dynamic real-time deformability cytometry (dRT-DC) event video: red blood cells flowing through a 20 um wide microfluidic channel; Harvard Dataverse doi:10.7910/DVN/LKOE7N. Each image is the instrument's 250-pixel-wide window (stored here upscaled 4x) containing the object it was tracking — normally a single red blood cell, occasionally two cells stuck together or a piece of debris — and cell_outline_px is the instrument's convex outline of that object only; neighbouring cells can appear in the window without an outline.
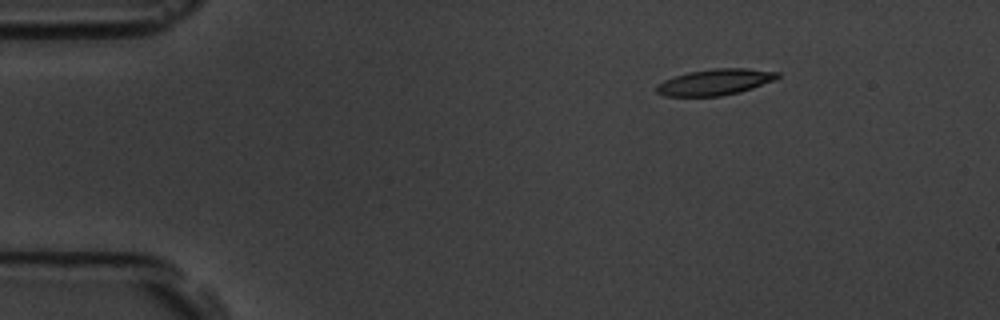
{"species": "common noctule bat (a hibernating species)", "species_latin": "Nyctalus noctula", "temperature_condition": "room temperature", "stored_images_in_passage": 49, "camera_frame_rate_fps": 3000, "um_per_image_px": 0.085, "animal": {"sex": "male", "body_mass_g": 19.5, "forearm_length_mm": 54.6}, "frame": {"image": 1, "passage_image": 1, "time_ms": 0.0, "image_size_px": [1000, 320], "cell_outline_px": [[780, 76], [776, 80], [740, 92], [720, 96], [664, 96], [656, 92], [656, 84], [664, 80], [688, 72], [712, 68], [744, 68], [780, 72]], "centroid_in_image_um": [60.79, 6.97], "position_along_channel_um": 24.2, "area_um2": 18.5}}
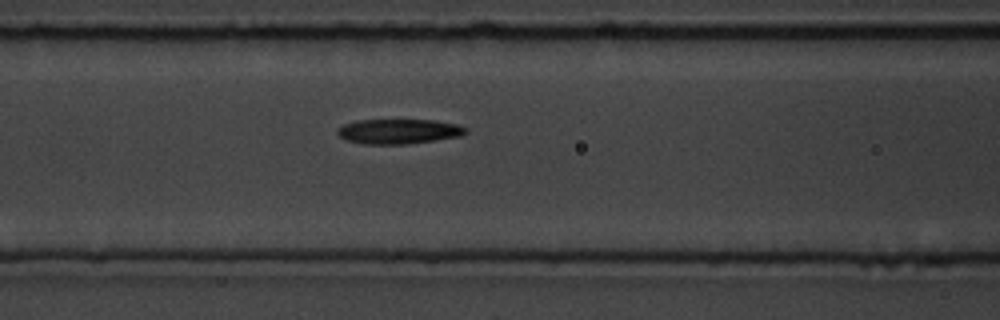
{"frame": {"image": 2, "passage_image": 16, "time_ms": 5.0, "image_size_px": [1000, 320], "cell_outline_px": [[468, 132], [460, 136], [408, 144], [364, 144], [344, 140], [336, 132], [336, 128], [344, 124], [356, 120], [432, 120], [456, 124], [468, 128]], "centroid_in_image_um": [33.85, 11.17], "position_along_channel_um": 132.7, "area_um2": 18.67}}
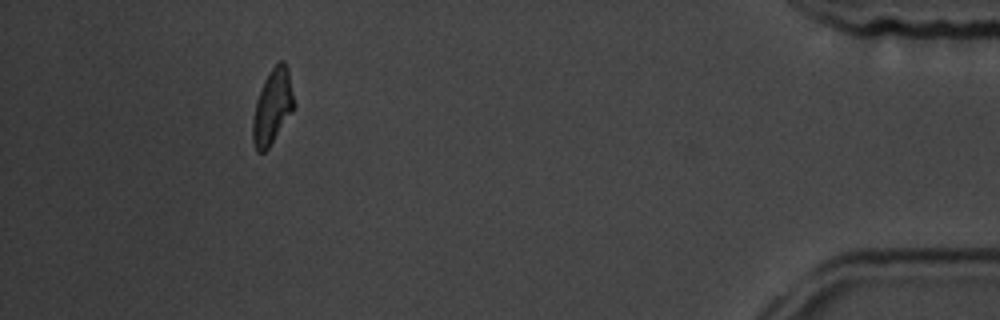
{"frame": {"image": 3, "passage_image": 44, "time_ms": 14.333, "image_size_px": [1000, 320], "cell_outline_px": [[296, 104], [292, 112], [268, 148], [264, 152], [256, 152], [252, 140], [252, 120], [256, 100], [264, 80], [272, 68], [280, 60], [284, 60], [288, 68]], "centroid_in_image_um": [23.16, 9.06], "position_along_channel_um": 412.0, "area_um2": 18.09}, "authors_computed_cell_mechanics": {"area_um2": 18.6694, "velocity_mm_per_s": 3.6588, "shape_relaxation_time_tau1_ms": 5.9545, "shape_relaxation_time_tau2_ms": null, "deformation_change_tau1": 0.1696, "deformation_change_tau2": null}}